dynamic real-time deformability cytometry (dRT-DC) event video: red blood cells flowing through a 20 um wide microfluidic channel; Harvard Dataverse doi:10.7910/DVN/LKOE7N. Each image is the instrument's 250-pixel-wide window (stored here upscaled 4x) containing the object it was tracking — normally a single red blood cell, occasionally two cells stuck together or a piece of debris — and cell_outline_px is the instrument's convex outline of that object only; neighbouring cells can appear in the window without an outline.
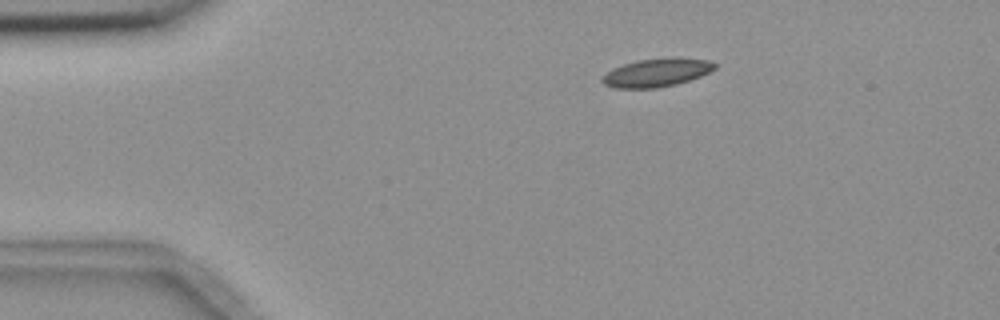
{"species": "common noctule bat (a hibernating species)", "species_latin": "Nyctalus noctula", "temperature_condition": "room temperature", "stored_images_in_passage": 3, "camera_frame_rate_fps": 3000, "um_per_image_px": 0.085, "animal": {"sex": "female", "body_mass_g": 18.4}, "frame": {"image": 1, "passage_image": 1, "time_ms": 0.0, "image_size_px": [1000, 320], "cell_outline_px": [[716, 68], [700, 76], [676, 84], [656, 88], [612, 88], [604, 84], [600, 80], [612, 68], [636, 60], [708, 60], [716, 64]], "centroid_in_image_um": [55.73, 6.22], "position_along_channel_um": 29.3, "area_um2": 17.63}}